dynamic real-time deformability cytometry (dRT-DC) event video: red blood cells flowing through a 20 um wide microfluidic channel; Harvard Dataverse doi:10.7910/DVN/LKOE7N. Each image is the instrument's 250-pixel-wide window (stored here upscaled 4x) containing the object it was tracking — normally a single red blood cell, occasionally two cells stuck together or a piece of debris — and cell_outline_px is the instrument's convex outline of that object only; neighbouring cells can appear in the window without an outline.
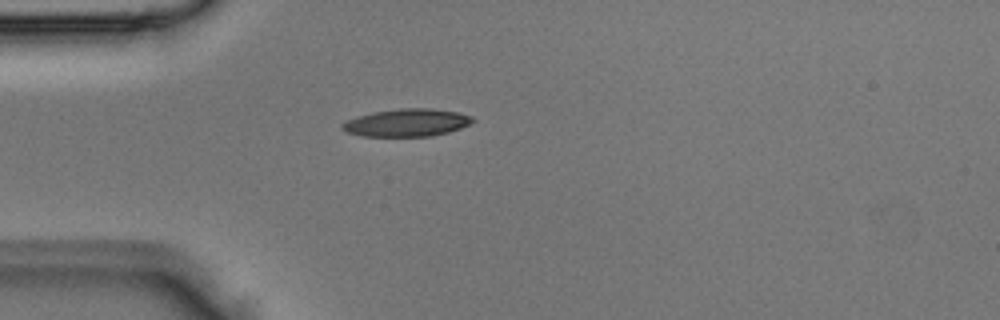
{"species": "Egyptian fruit bat (a non-hibernating species)", "species_latin": "Rousettus aegyptiacus", "temperature_condition": "room temperature", "stored_images_in_passage": 1, "camera_frame_rate_fps": 3000, "um_per_image_px": 0.085, "animal": {"sex": "male"}, "frame": {"image": 1, "passage_image": 1, "time_ms": 0.0, "image_size_px": [1000, 320], "cell_outline_px": [[476, 120], [460, 128], [448, 132], [432, 136], [360, 136], [348, 132], [340, 128], [340, 124], [344, 120], [356, 116], [372, 112], [400, 108], [432, 108], [456, 112], [472, 116]], "centroid_in_image_um": [34.53, 10.42], "position_along_channel_um": 50.5, "area_um2": 21.15}}